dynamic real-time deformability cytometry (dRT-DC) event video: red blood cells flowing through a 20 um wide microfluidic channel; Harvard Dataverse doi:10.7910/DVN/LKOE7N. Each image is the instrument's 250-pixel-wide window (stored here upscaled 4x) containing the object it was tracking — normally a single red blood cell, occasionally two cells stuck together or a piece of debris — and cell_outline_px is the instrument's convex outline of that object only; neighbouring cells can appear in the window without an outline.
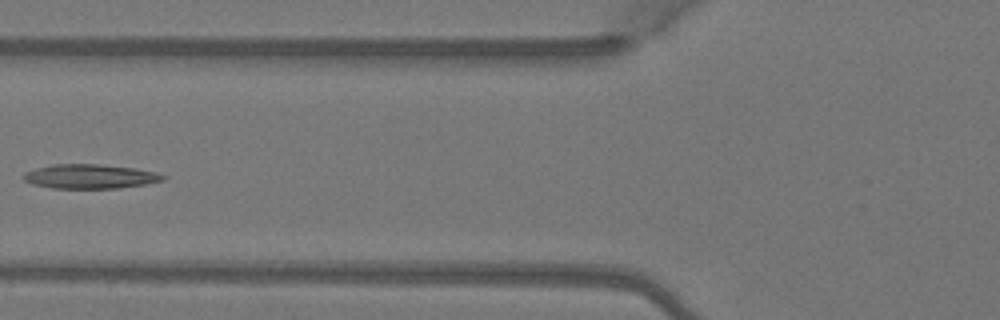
{"species": "Egyptian fruit bat (a non-hibernating species)", "species_latin": "Rousettus aegyptiacus", "temperature_condition": "warm", "stored_images_in_passage": 5, "camera_frame_rate_fps": 3000, "um_per_image_px": 0.085, "animal": {"sex": "female"}, "frame": {"image": 1, "passage_image": 5, "time_ms": 1.333, "image_size_px": [1000, 320], "cell_outline_px": [[168, 176], [164, 180], [144, 184], [120, 188], [52, 188], [32, 184], [24, 180], [20, 176], [24, 172], [36, 168], [56, 164], [100, 164], [136, 168], [156, 172]], "centroid_in_image_um": [7.65, 14.99], "position_along_channel_um": 118.2, "area_um2": 19.88}}